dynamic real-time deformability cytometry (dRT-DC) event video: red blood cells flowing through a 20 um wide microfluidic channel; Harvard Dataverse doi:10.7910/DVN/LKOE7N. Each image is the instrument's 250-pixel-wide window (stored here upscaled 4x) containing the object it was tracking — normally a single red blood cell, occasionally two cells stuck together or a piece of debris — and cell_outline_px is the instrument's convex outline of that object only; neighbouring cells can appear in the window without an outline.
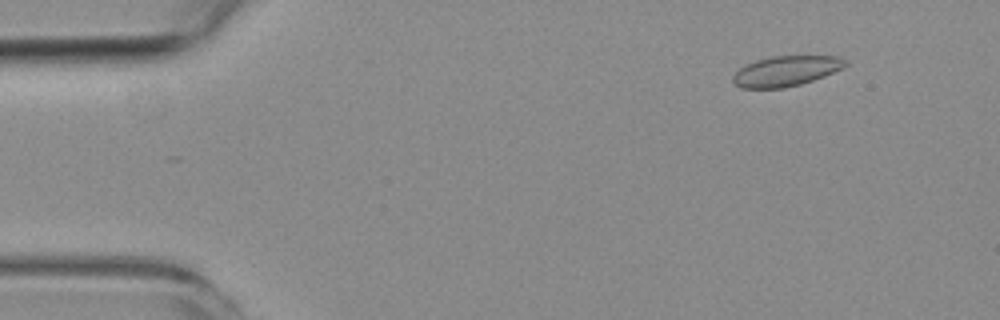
{"species": "common noctule bat (a hibernating species)", "species_latin": "Nyctalus noctula", "temperature_condition": "room temperature", "stored_images_in_passage": 5, "camera_frame_rate_fps": 3000, "um_per_image_px": 0.085, "animal": {"sex": "female", "body_mass_g": 19.3, "forearm_length_mm": 54.1}, "frame": {"image": 1, "passage_image": 2, "time_ms": 1.333, "image_size_px": [1000, 320], "cell_outline_px": [[848, 64], [844, 68], [824, 76], [800, 84], [784, 88], [740, 88], [732, 80], [732, 76], [740, 68], [756, 60], [772, 56], [836, 56], [844, 60]], "centroid_in_image_um": [66.81, 6.04], "position_along_channel_um": 18.2, "area_um2": 19.65}}
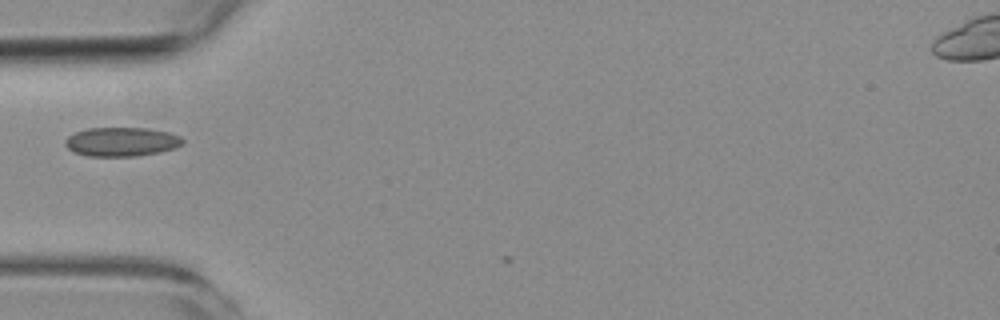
{"frame": {"image": 2, "passage_image": 5, "time_ms": 5.333, "image_size_px": [1000, 320], "cell_outline_px": [[184, 144], [176, 148], [160, 152], [136, 156], [88, 156], [76, 152], [68, 148], [64, 144], [64, 140], [68, 136], [76, 132], [88, 128], [148, 128], [168, 132], [180, 136], [184, 140]], "centroid_in_image_um": [10.36, 12.05], "position_along_channel_um": 74.6, "area_um2": 19.94}}